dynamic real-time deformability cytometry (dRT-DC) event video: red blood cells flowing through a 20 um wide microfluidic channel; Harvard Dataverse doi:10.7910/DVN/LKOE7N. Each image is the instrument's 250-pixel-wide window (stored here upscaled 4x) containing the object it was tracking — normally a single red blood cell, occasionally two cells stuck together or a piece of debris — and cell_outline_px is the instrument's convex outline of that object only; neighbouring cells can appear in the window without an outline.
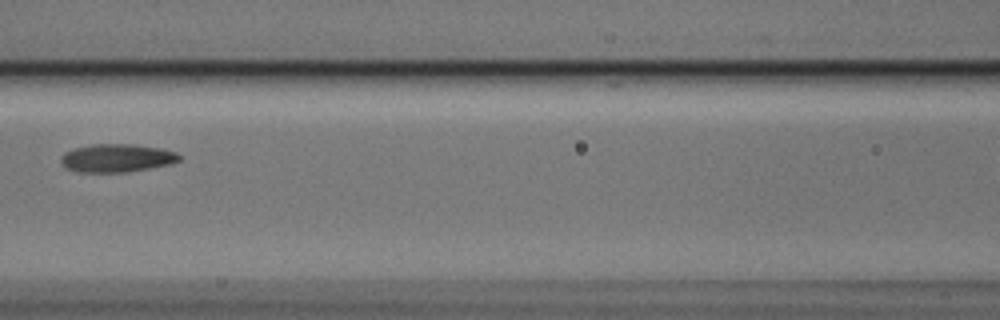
{"species": "Egyptian fruit bat (a non-hibernating species)", "species_latin": "Rousettus aegyptiacus", "temperature_condition": "cold", "stored_images_in_passage": 7, "camera_frame_rate_fps": 3000, "um_per_image_px": 0.085, "animal": {"sex": "male"}, "frame": {"image": 1, "passage_image": 7, "time_ms": 2.0, "image_size_px": [1000, 320], "cell_outline_px": [[180, 160], [168, 164], [148, 168], [124, 172], [76, 172], [64, 168], [60, 160], [60, 156], [64, 152], [76, 148], [92, 144], [136, 144], [160, 148], [176, 152], [180, 156]], "centroid_in_image_um": [9.87, 13.43], "position_along_channel_um": 156.7, "area_um2": 19.42}}